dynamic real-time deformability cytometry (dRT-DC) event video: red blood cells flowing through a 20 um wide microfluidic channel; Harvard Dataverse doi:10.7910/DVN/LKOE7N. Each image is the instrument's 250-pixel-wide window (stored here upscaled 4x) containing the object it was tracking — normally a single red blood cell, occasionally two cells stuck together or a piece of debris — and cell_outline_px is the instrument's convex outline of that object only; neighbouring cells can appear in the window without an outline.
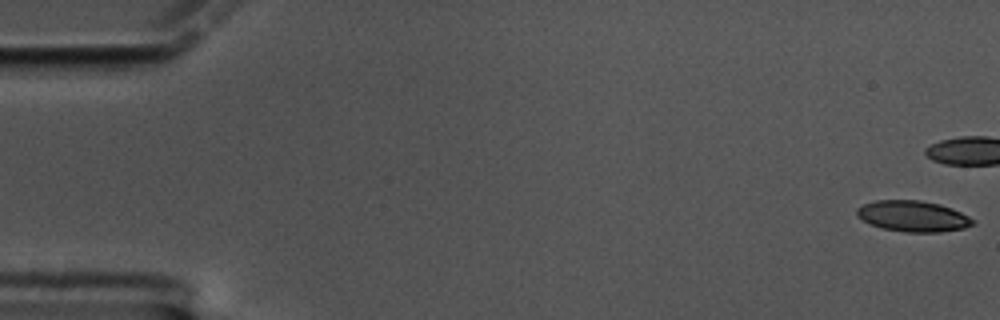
{"species": "common noctule bat (a hibernating species)", "species_latin": "Nyctalus noctula", "temperature_condition": "cold", "stored_images_in_passage": 46, "camera_frame_rate_fps": 3000, "um_per_image_px": 0.085, "animal": {"sex": "male", "body_mass_g": 17.5, "forearm_length_mm": 52.3}, "frame": {"image": 1, "passage_image": 1, "time_ms": 0.0, "image_size_px": [1000, 320], "cell_outline_px": [[976, 224], [964, 228], [940, 232], [904, 232], [880, 228], [856, 216], [856, 208], [864, 204], [876, 200], [920, 200], [940, 204], [952, 208], [976, 220]], "centroid_in_image_um": [77.62, 18.38], "position_along_channel_um": 7.4, "area_um2": 21.04}}